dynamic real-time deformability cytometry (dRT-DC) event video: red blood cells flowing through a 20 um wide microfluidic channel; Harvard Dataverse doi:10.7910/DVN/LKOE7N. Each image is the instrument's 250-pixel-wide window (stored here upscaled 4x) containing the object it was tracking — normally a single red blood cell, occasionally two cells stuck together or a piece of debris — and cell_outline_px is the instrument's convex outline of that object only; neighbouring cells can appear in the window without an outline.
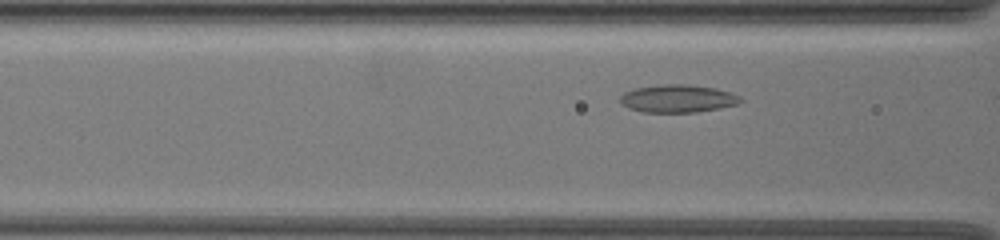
{"species": "common noctule bat (a hibernating species)", "species_latin": "Nyctalus noctula", "temperature_condition": "warm", "stored_images_in_passage": 14, "camera_frame_rate_fps": 3000, "um_per_image_px": 0.085, "animal": {"sex": "female", "body_mass_g": 19.5, "forearm_length_mm": 54.1}, "frame": {"image": 1, "passage_image": 5, "time_ms": 1.333, "image_size_px": [1000, 240], "cell_outline_px": [[744, 100], [736, 104], [720, 108], [696, 112], [644, 112], [628, 108], [620, 100], [620, 96], [624, 92], [632, 88], [660, 84], [688, 84], [716, 88], [740, 96]], "centroid_in_image_um": [57.59, 8.37], "position_along_channel_um": 109.0, "area_um2": 19.54}}
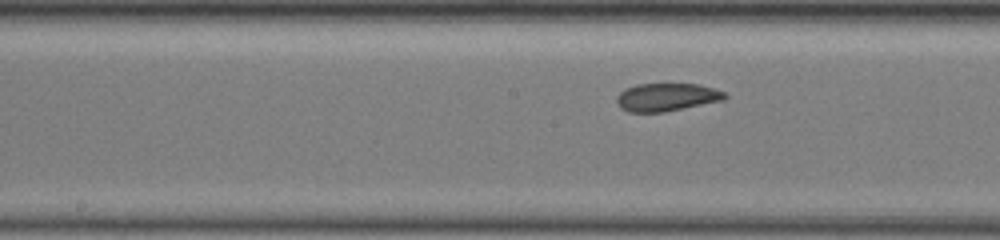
{"frame": {"image": 2, "passage_image": 12, "time_ms": 3.667, "image_size_px": [1000, 240], "cell_outline_px": [[728, 96], [724, 100], [660, 112], [628, 112], [620, 108], [616, 100], [616, 96], [624, 88], [636, 84], [700, 84], [724, 92]], "centroid_in_image_um": [56.62, 8.25], "position_along_channel_um": 191.6, "area_um2": 17.51}}